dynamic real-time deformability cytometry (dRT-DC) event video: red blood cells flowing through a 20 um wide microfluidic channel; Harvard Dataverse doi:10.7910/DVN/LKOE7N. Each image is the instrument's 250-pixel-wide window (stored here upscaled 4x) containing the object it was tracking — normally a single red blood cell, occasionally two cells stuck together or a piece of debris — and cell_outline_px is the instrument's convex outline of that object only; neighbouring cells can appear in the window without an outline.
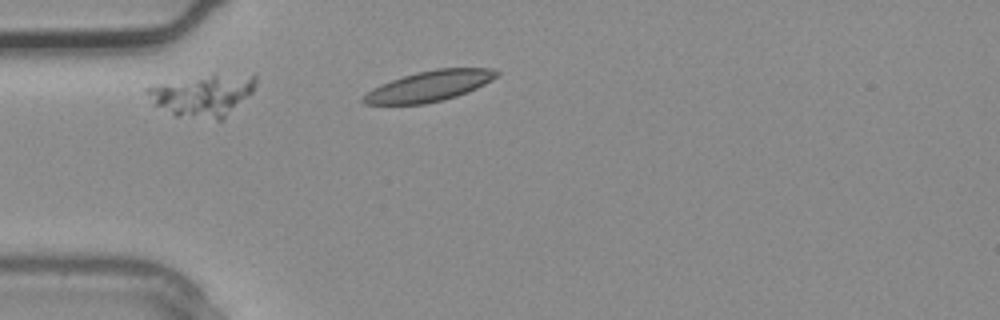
{"species": "common noctule bat (a hibernating species)", "species_latin": "Nyctalus noctula", "temperature_condition": "warm", "stored_images_in_passage": 2, "camera_frame_rate_fps": 3000, "um_per_image_px": 0.085, "animal": {"sex": "male", "body_mass_g": 20.4}, "frame": {"image": 1, "passage_image": 2, "time_ms": 0.333, "image_size_px": [1000, 320], "cell_outline_px": [[256, 84], [252, 92], [224, 120], [216, 120], [176, 116], [152, 104], [144, 92], [144, 88], [212, 72], [256, 72]], "centroid_in_image_um": [17.31, 8.05], "position_along_channel_um": 67.7, "area_um2": 27.57}}